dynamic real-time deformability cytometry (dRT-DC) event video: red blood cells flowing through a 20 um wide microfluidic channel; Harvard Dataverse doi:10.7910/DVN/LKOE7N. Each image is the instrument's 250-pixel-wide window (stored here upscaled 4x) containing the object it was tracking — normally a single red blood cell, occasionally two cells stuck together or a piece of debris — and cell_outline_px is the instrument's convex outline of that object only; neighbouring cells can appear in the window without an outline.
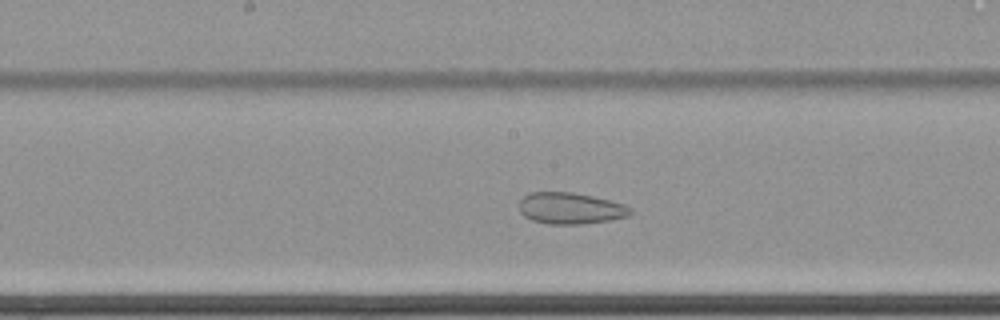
{"species": "common noctule bat (a hibernating species)", "species_latin": "Nyctalus noctula", "temperature_condition": "cold", "stored_images_in_passage": 46, "camera_frame_rate_fps": 3000, "um_per_image_px": 0.085, "animal": {"sex": "female", "body_mass_g": 22.7, "forearm_length_mm": 54.2}, "frame": {"image": 1, "passage_image": 18, "time_ms": 5.667, "image_size_px": [1000, 320], "cell_outline_px": [[632, 212], [628, 216], [608, 220], [580, 224], [548, 224], [532, 220], [524, 216], [520, 212], [520, 200], [528, 192], [572, 192], [592, 196], [624, 204], [632, 208]], "centroid_in_image_um": [48.47, 17.7], "position_along_channel_um": 199.7, "area_um2": 20.29}}
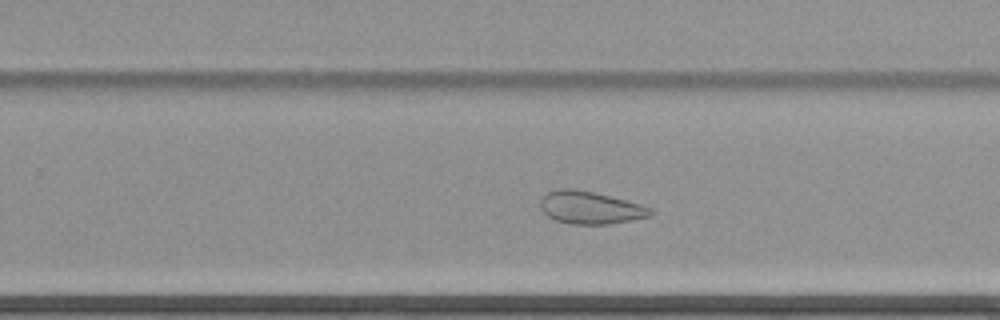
{"frame": {"image": 2, "passage_image": 25, "time_ms": 8.0, "image_size_px": [1000, 320], "cell_outline_px": [[652, 212], [648, 216], [632, 220], [608, 224], [568, 224], [556, 220], [548, 216], [540, 208], [540, 200], [548, 192], [556, 188], [576, 188], [640, 204], [652, 208]], "centroid_in_image_um": [50.12, 17.65], "position_along_channel_um": 279.7, "area_um2": 20.75}}
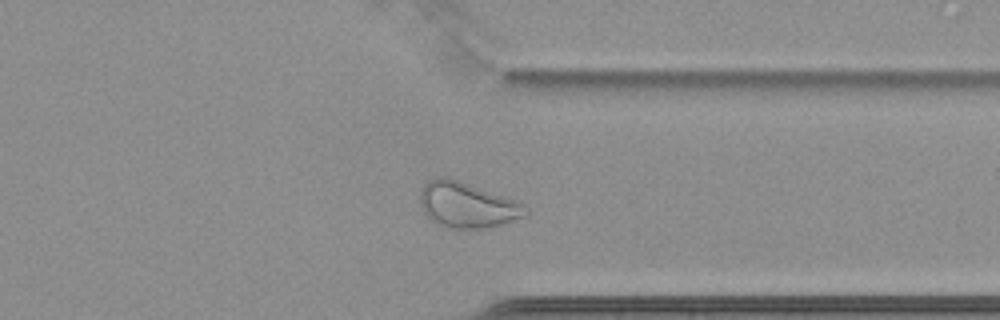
{"frame": {"image": 3, "passage_image": 33, "time_ms": 10.667, "image_size_px": [1000, 320], "cell_outline_px": [[528, 216], [488, 228], [448, 228], [436, 224], [420, 208], [420, 192], [424, 184], [428, 180], [436, 176], [448, 176], [524, 204], [528, 208]], "centroid_in_image_um": [39.68, 17.42], "position_along_channel_um": 371.7, "area_um2": 28.09}, "authors_computed_cell_mechanics": {"area_um2": 25.2875, "velocity_mm_per_s": 3.4284, "shape_relaxation_time_tau1_ms": null, "shape_relaxation_time_tau2_ms": 2.5686, "deformation_change_tau1": null, "deformation_change_tau2": 0.0745}}